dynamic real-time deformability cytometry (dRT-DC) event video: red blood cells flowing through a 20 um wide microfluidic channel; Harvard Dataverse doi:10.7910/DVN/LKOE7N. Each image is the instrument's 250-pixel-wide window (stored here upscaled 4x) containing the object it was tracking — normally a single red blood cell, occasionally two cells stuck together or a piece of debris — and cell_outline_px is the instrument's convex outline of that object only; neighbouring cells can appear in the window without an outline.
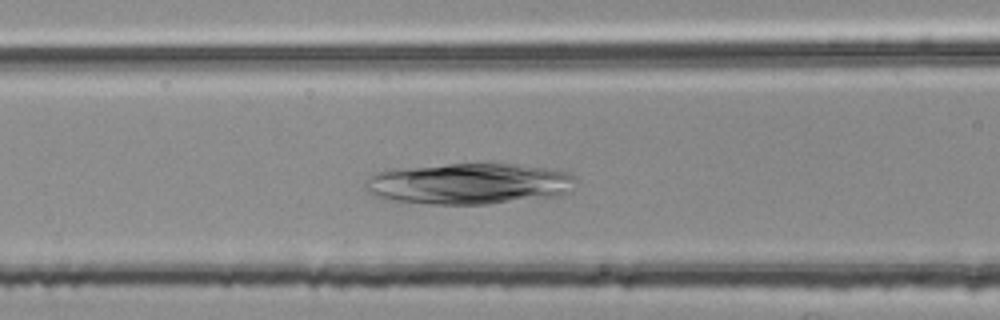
{"species": "common noctule bat (a hibernating species)", "species_latin": "Nyctalus noctula", "temperature_condition": "room temperature", "stored_images_in_passage": 32, "camera_frame_rate_fps": 3000, "um_per_image_px": 0.085, "animal": {"sex": "female", "body_mass_g": 25.1}, "frame": {"image": 1, "passage_image": 10, "time_ms": 3.0, "image_size_px": [1000, 320], "cell_outline_px": [[576, 180], [572, 192], [560, 196], [488, 204], [428, 204], [380, 200], [372, 196], [364, 188], [364, 180], [376, 172], [388, 168], [448, 164], [516, 164], [548, 168], [564, 172], [576, 176]], "centroid_in_image_um": [39.8, 15.62], "position_along_channel_um": 126.8, "area_um2": 51.62}}
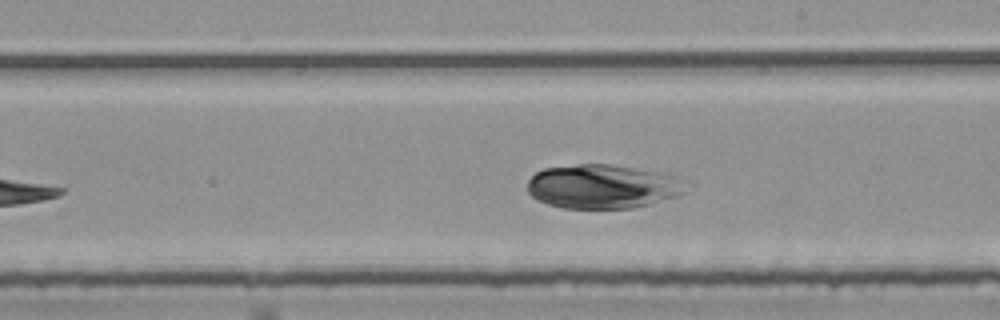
{"frame": {"image": 2, "passage_image": 19, "time_ms": 6.0, "image_size_px": [1000, 320], "cell_outline_px": [[684, 192], [676, 196], [652, 204], [632, 208], [564, 208], [548, 204], [536, 200], [528, 192], [528, 180], [536, 172], [544, 168], [576, 164], [608, 164], [632, 168], [652, 172], [668, 176], [684, 188]], "centroid_in_image_um": [51.07, 15.87], "position_along_channel_um": 237.9, "area_um2": 39.71}}
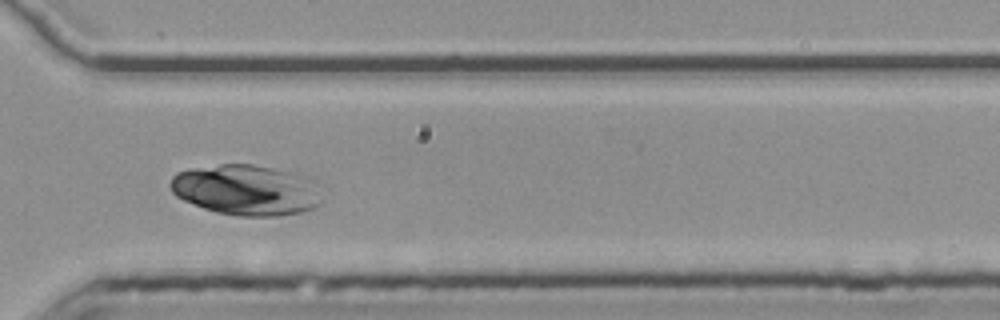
{"frame": {"image": 3, "passage_image": 28, "time_ms": 9.0, "image_size_px": [1000, 320], "cell_outline_px": [[324, 200], [320, 204], [312, 208], [300, 212], [280, 216], [240, 216], [216, 212], [204, 208], [184, 200], [176, 196], [172, 192], [168, 184], [172, 176], [176, 172], [192, 168], [220, 164], [252, 164], [296, 172], [308, 176], [316, 180]], "centroid_in_image_um": [20.98, 16.13], "position_along_channel_um": 349.6, "area_um2": 45.43}}